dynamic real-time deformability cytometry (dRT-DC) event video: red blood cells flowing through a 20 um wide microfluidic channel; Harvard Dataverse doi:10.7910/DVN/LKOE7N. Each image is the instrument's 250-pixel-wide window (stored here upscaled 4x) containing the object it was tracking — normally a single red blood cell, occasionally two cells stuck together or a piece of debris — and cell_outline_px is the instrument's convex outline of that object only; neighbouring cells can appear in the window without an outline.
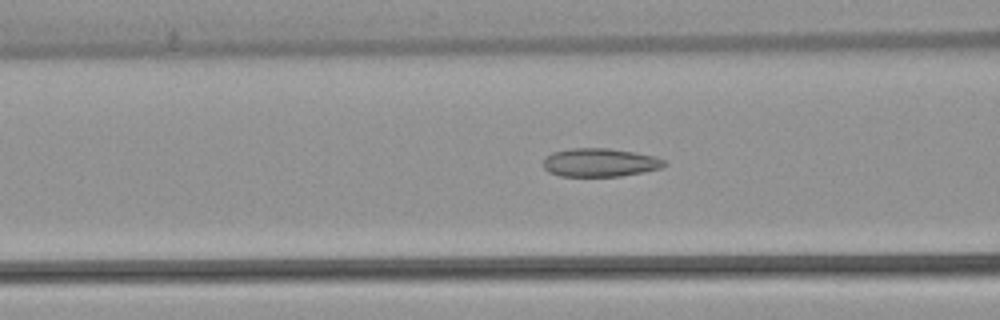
{"species": "common noctule bat (a hibernating species)", "species_latin": "Nyctalus noctula", "temperature_condition": "warm", "stored_images_in_passage": 52, "camera_frame_rate_fps": 3000, "um_per_image_px": 0.085, "animal": {"sex": "female", "body_mass_g": 22.7, "forearm_length_mm": 54.2}, "frame": {"image": 1, "passage_image": 20, "time_ms": 6.333, "image_size_px": [1000, 320], "cell_outline_px": [[668, 164], [660, 168], [620, 176], [560, 176], [548, 172], [544, 168], [544, 160], [552, 152], [568, 148], [608, 148], [636, 152], [656, 156], [664, 160]], "centroid_in_image_um": [50.99, 13.8], "position_along_channel_um": 115.6, "area_um2": 20.06}}
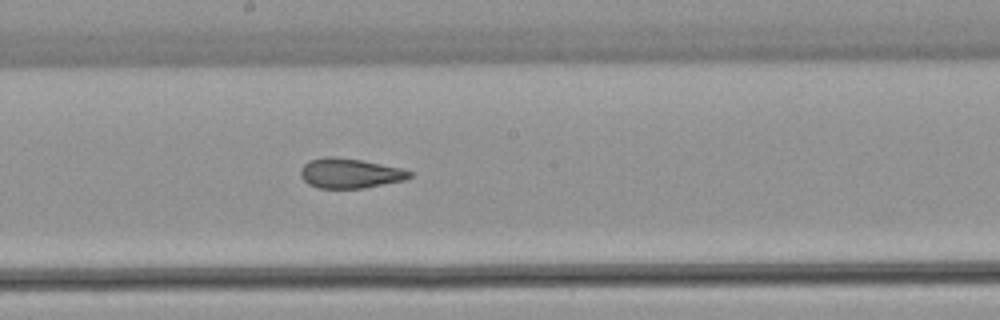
{"frame": {"image": 2, "passage_image": 28, "time_ms": 9.0, "image_size_px": [1000, 320], "cell_outline_px": [[412, 176], [404, 180], [364, 188], [316, 188], [308, 184], [300, 176], [300, 168], [308, 160], [324, 156], [336, 156], [360, 160], [400, 168], [412, 172]], "centroid_in_image_um": [29.68, 14.72], "position_along_channel_um": 218.5, "area_um2": 19.02}}
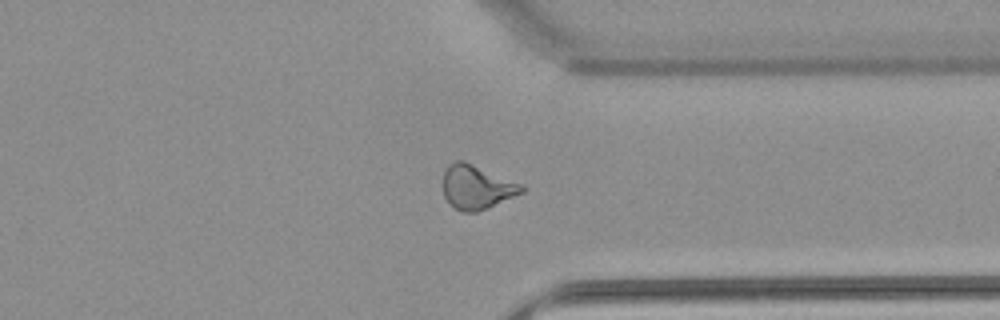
{"frame": {"image": 3, "passage_image": 40, "time_ms": 13.0, "image_size_px": [1000, 320], "cell_outline_px": [[524, 192], [488, 208], [476, 212], [460, 212], [452, 208], [444, 196], [444, 172], [448, 164], [456, 160], [464, 160], [524, 184]], "centroid_in_image_um": [40.53, 15.9], "position_along_channel_um": 370.9, "area_um2": 20.52}, "authors_computed_cell_mechanics": {"area_um2": 20.6346, "velocity_mm_per_s": 3.8568, "shape_relaxation_time_tau1_ms": null, "shape_relaxation_time_tau2_ms": 1.9368, "deformation_change_tau1": null, "deformation_change_tau2": 0.0852}}